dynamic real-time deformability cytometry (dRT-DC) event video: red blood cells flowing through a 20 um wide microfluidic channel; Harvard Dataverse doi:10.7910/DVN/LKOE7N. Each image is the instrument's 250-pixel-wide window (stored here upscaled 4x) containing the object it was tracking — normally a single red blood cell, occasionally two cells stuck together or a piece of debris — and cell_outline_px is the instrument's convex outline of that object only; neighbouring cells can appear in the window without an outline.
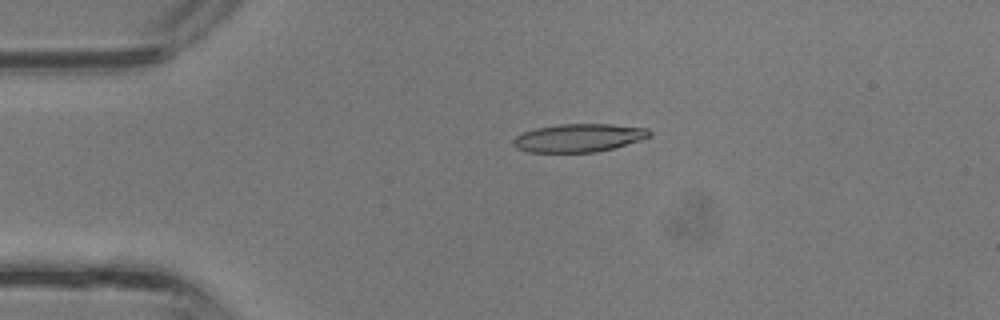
{"species": "common noctule bat (a hibernating species)", "species_latin": "Nyctalus noctula", "temperature_condition": "room temperature", "stored_images_in_passage": 31, "camera_frame_rate_fps": 3000, "um_per_image_px": 0.085, "animal": {"sex": "male", "body_mass_g": 13.3}, "frame": {"image": 1, "passage_image": 2, "time_ms": 0.333, "image_size_px": [1000, 320], "cell_outline_px": [[652, 136], [640, 140], [612, 148], [596, 152], [528, 152], [516, 148], [512, 144], [512, 140], [516, 136], [524, 132], [536, 128], [560, 124], [612, 124], [648, 128], [652, 132]], "centroid_in_image_um": [49.2, 11.71], "position_along_channel_um": 35.8, "area_um2": 22.37}}
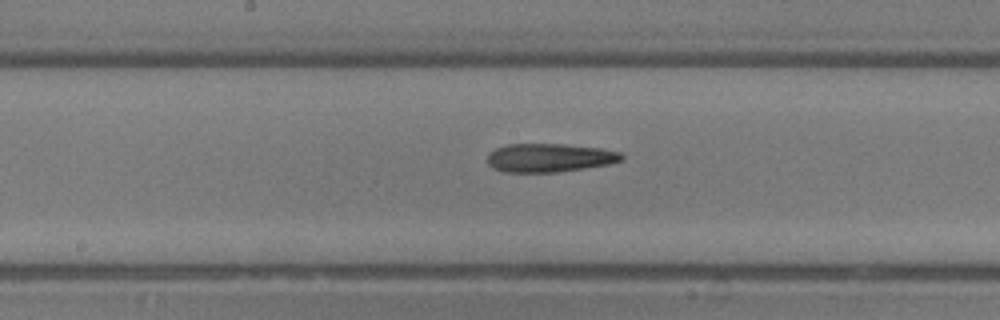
{"frame": {"image": 2, "passage_image": 13, "time_ms": 4.0, "image_size_px": [1000, 320], "cell_outline_px": [[624, 160], [608, 164], [584, 168], [556, 172], [504, 172], [492, 168], [488, 164], [488, 152], [496, 148], [508, 144], [564, 144], [600, 148], [620, 152], [624, 156]], "centroid_in_image_um": [46.69, 13.41], "position_along_channel_um": 201.5, "area_um2": 22.37}}
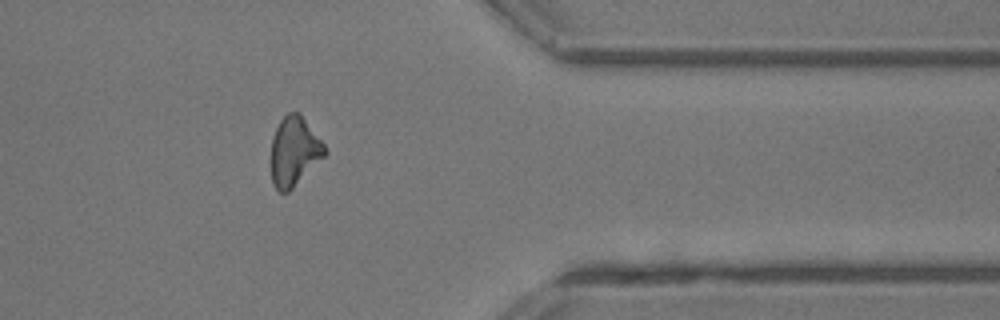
{"frame": {"image": 3, "passage_image": 24, "time_ms": 7.667, "image_size_px": [1000, 320], "cell_outline_px": [[328, 152], [288, 192], [280, 192], [272, 184], [272, 136], [280, 120], [288, 112], [300, 112], [324, 144]], "centroid_in_image_um": [25.01, 12.84], "position_along_channel_um": 386.4, "area_um2": 21.39}}